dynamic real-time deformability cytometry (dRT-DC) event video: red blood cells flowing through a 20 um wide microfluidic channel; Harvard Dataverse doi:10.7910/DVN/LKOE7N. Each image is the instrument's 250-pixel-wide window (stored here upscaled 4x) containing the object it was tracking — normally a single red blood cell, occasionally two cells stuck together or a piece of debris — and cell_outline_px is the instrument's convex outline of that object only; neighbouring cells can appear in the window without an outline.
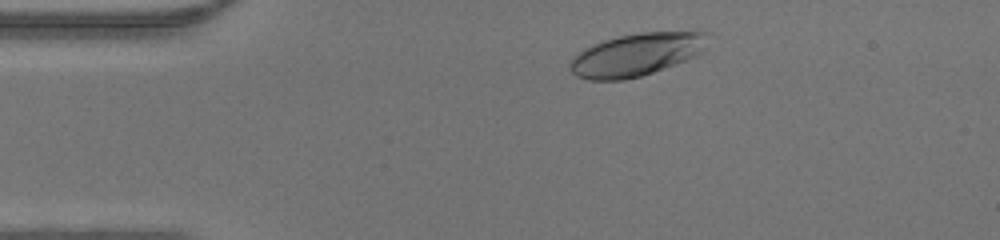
{"species": "human", "species_latin": "Homo sapiens", "temperature_condition": "warm", "stored_images_in_passage": 41, "camera_frame_rate_fps": 3000, "um_per_image_px": 0.085, "donor": {"sex": "male"}, "frame": {"image": 1, "passage_image": 3, "time_ms": 0.667, "image_size_px": [1000, 240], "cell_outline_px": [[708, 32], [704, 52], [696, 56], [676, 64], [640, 76], [624, 80], [588, 80], [576, 76], [568, 68], [568, 64], [572, 56], [584, 48], [592, 44], [604, 40], [620, 36], [640, 32], [696, 28], [700, 28]], "centroid_in_image_um": [54.17, 4.59], "position_along_channel_um": 30.8, "area_um2": 35.43}}
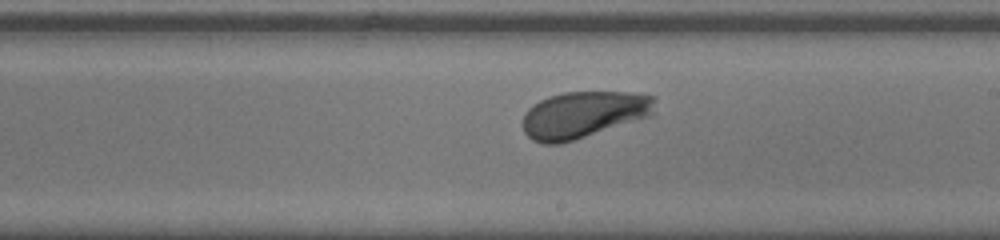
{"frame": {"image": 2, "passage_image": 21, "time_ms": 6.667, "image_size_px": [1000, 240], "cell_outline_px": [[656, 112], [652, 116], [560, 144], [544, 144], [532, 140], [524, 132], [520, 124], [524, 112], [532, 104], [548, 96], [564, 92], [628, 92], [656, 96]], "centroid_in_image_um": [49.6, 9.74], "position_along_channel_um": 239.4, "area_um2": 36.59}}
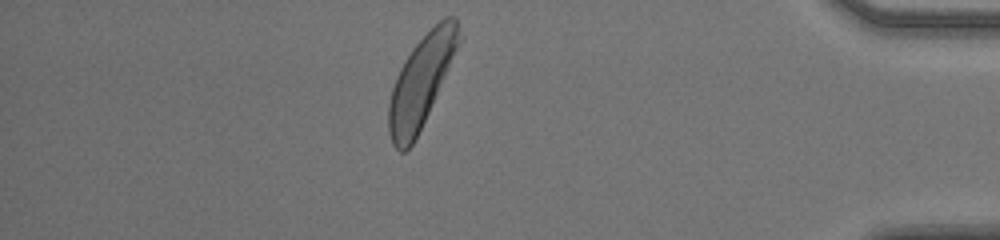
{"frame": {"image": 3, "passage_image": 35, "time_ms": 11.333, "image_size_px": [1000, 240], "cell_outline_px": [[464, 36], [428, 112], [412, 144], [404, 152], [400, 152], [392, 144], [388, 132], [388, 104], [392, 88], [396, 76], [404, 60], [412, 48], [444, 16], [456, 16]], "centroid_in_image_um": [35.81, 6.87], "position_along_channel_um": 399.4, "area_um2": 37.05}}